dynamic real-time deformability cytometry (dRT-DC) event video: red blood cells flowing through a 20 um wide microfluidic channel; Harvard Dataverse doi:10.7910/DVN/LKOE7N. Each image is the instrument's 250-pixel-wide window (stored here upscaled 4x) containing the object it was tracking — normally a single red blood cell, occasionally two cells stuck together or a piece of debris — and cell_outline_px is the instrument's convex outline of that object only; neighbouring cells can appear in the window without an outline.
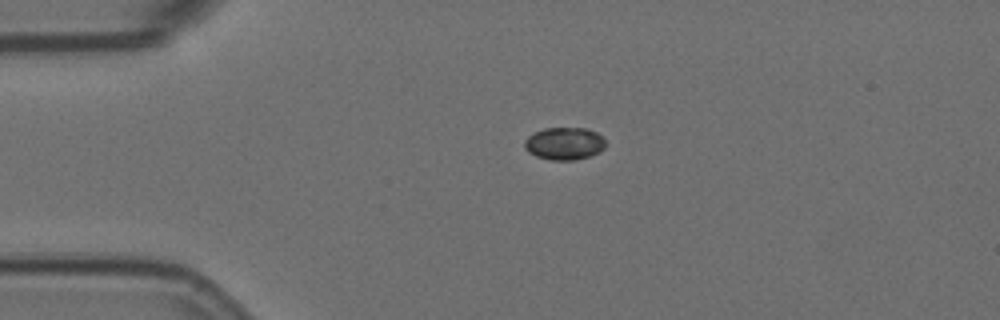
{"species": "Egyptian fruit bat (a non-hibernating species)", "species_latin": "Rousettus aegyptiacus", "temperature_condition": "room temperature", "stored_images_in_passage": 3, "camera_frame_rate_fps": 3000, "um_per_image_px": 0.085, "animal": {"sex": "female"}, "frame": {"image": 1, "passage_image": 1, "time_ms": 0.0, "image_size_px": [1000, 320], "cell_outline_px": [[604, 148], [600, 152], [576, 160], [552, 160], [536, 156], [528, 152], [524, 148], [524, 140], [528, 136], [544, 128], [584, 128], [596, 132], [604, 140]], "centroid_in_image_um": [47.94, 12.21], "position_along_channel_um": 37.1, "area_um2": 15.26}}
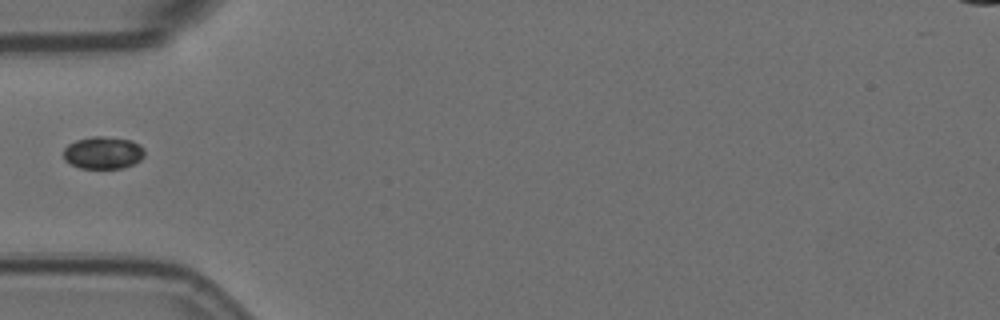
{"frame": {"image": 2, "passage_image": 3, "time_ms": 0.667, "image_size_px": [1000, 320], "cell_outline_px": [[144, 156], [140, 160], [132, 164], [120, 168], [80, 168], [64, 160], [64, 148], [68, 144], [76, 140], [92, 136], [100, 136], [132, 140], [140, 144], [144, 148]], "centroid_in_image_um": [8.77, 12.97], "position_along_channel_um": 76.2, "area_um2": 15.26}}